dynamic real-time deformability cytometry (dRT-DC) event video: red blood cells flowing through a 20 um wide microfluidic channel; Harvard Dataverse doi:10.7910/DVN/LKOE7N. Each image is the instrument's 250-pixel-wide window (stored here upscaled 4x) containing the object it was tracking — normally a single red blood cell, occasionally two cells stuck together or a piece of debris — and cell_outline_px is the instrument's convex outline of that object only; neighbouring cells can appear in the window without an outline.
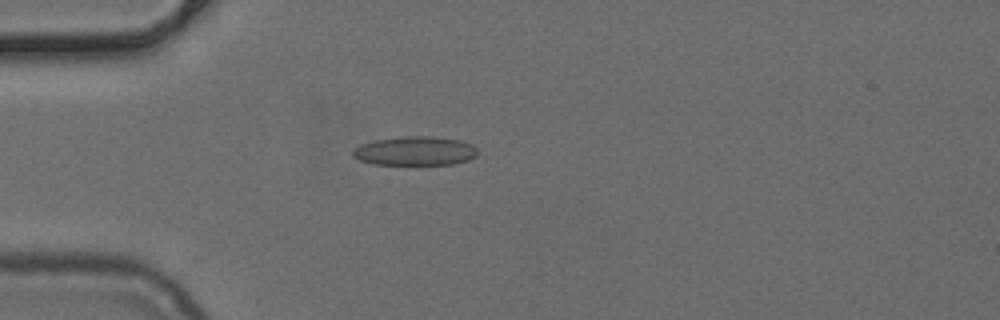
{"species": "common noctule bat (a hibernating species)", "species_latin": "Nyctalus noctula", "temperature_condition": "cold", "stored_images_in_passage": 40, "camera_frame_rate_fps": 3000, "um_per_image_px": 0.085, "animal": {"sex": "female", "body_mass_g": 24.6, "forearm_length_mm": 56.2}, "frame": {"image": 1, "passage_image": 4, "time_ms": 1.0, "image_size_px": [1000, 320], "cell_outline_px": [[476, 156], [468, 160], [452, 164], [372, 164], [360, 160], [352, 156], [352, 152], [360, 144], [376, 140], [400, 136], [432, 136], [460, 140], [472, 144], [476, 148]], "centroid_in_image_um": [35.28, 12.82], "position_along_channel_um": 49.7, "area_um2": 21.04}}
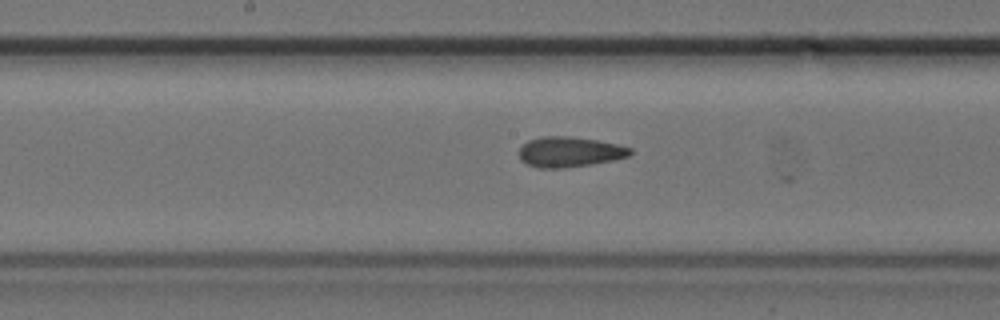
{"frame": {"image": 2, "passage_image": 16, "time_ms": 5.0, "image_size_px": [1000, 320], "cell_outline_px": [[632, 152], [628, 156], [612, 160], [564, 168], [536, 168], [520, 160], [520, 148], [528, 140], [544, 136], [568, 136], [596, 140], [616, 144], [632, 148]], "centroid_in_image_um": [48.39, 12.91], "position_along_channel_um": 199.8, "area_um2": 19.36}}
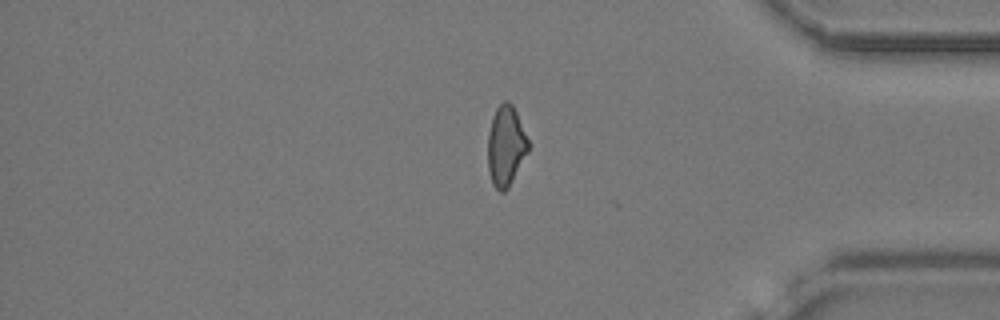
{"frame": {"image": 3, "passage_image": 32, "time_ms": 10.333, "image_size_px": [1000, 320], "cell_outline_px": [[528, 152], [508, 188], [504, 192], [500, 192], [492, 184], [488, 172], [488, 132], [492, 116], [496, 108], [504, 100], [508, 100], [512, 104], [516, 112], [528, 140]], "centroid_in_image_um": [42.97, 12.41], "position_along_channel_um": 392.2, "area_um2": 18.9}}